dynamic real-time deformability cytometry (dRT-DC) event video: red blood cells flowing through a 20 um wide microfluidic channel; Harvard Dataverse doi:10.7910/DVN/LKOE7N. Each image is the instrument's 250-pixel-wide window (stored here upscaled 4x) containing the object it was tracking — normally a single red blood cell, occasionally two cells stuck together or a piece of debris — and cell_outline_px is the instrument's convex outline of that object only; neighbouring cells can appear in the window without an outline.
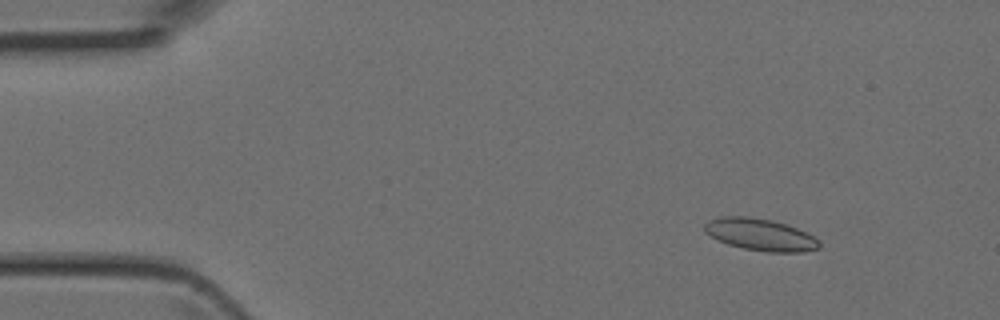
{"species": "Egyptian fruit bat (a non-hibernating species)", "species_latin": "Rousettus aegyptiacus", "temperature_condition": "room temperature", "stored_images_in_passage": 4, "camera_frame_rate_fps": 3000, "um_per_image_px": 0.085, "animal": {"sex": "female"}, "frame": {"image": 1, "passage_image": 2, "time_ms": 0.333, "image_size_px": [1000, 320], "cell_outline_px": [[820, 248], [804, 252], [768, 252], [744, 248], [728, 244], [704, 232], [704, 224], [708, 220], [720, 216], [748, 216], [772, 220], [788, 224], [808, 232], [820, 240]], "centroid_in_image_um": [64.67, 19.93], "position_along_channel_um": 20.3, "area_um2": 21.62}}
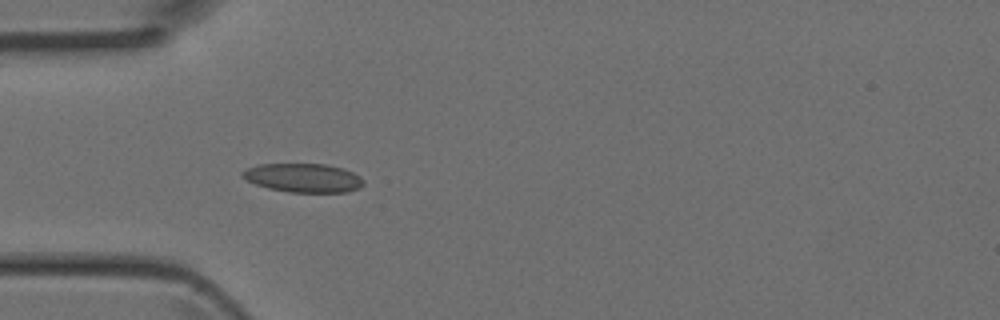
{"frame": {"image": 2, "passage_image": 4, "time_ms": 1.0, "image_size_px": [1000, 320], "cell_outline_px": [[364, 184], [360, 188], [348, 192], [288, 192], [268, 188], [256, 184], [240, 176], [240, 172], [248, 168], [260, 164], [324, 164], [344, 168], [360, 176], [364, 180]], "centroid_in_image_um": [25.8, 15.12], "position_along_channel_um": 59.2, "area_um2": 20.4}}